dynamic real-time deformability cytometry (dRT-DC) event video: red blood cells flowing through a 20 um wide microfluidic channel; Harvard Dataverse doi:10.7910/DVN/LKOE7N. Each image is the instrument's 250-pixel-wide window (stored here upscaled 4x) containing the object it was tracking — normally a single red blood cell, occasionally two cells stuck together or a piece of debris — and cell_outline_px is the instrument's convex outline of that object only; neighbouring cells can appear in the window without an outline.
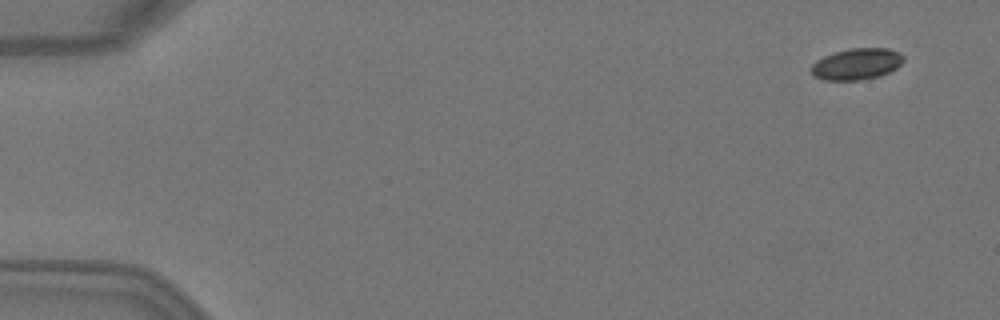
{"species": "Egyptian fruit bat (a non-hibernating species)", "species_latin": "Rousettus aegyptiacus", "temperature_condition": "warm", "stored_images_in_passage": 5, "camera_frame_rate_fps": 3000, "um_per_image_px": 0.085, "animal": {"sex": "female"}, "frame": {"image": 1, "passage_image": 1, "time_ms": 0.0, "image_size_px": [1000, 320], "cell_outline_px": [[904, 60], [896, 68], [880, 76], [860, 80], [824, 80], [812, 76], [812, 64], [816, 60], [824, 56], [836, 52], [852, 48], [888, 48], [900, 52], [904, 56]], "centroid_in_image_um": [72.83, 5.44], "position_along_channel_um": 12.2, "area_um2": 16.88}}
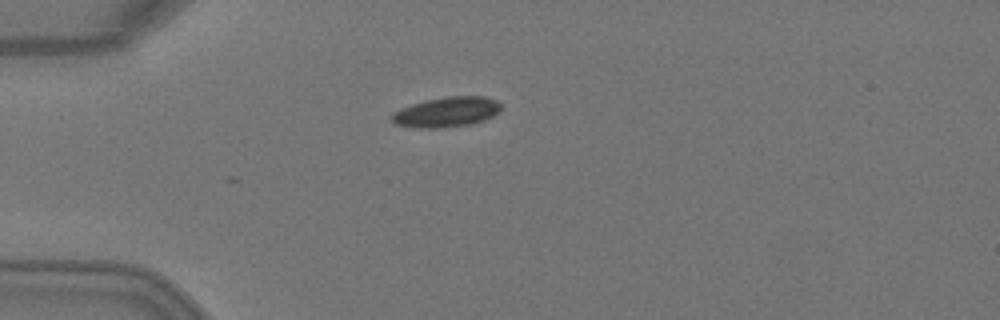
{"frame": {"image": 2, "passage_image": 4, "time_ms": 1.0, "image_size_px": [1000, 320], "cell_outline_px": [[500, 108], [492, 116], [484, 120], [472, 124], [436, 128], [416, 128], [396, 124], [392, 120], [392, 112], [400, 108], [424, 100], [448, 96], [484, 96], [496, 100], [500, 104]], "centroid_in_image_um": [37.93, 9.52], "position_along_channel_um": 47.1, "area_um2": 19.07}}